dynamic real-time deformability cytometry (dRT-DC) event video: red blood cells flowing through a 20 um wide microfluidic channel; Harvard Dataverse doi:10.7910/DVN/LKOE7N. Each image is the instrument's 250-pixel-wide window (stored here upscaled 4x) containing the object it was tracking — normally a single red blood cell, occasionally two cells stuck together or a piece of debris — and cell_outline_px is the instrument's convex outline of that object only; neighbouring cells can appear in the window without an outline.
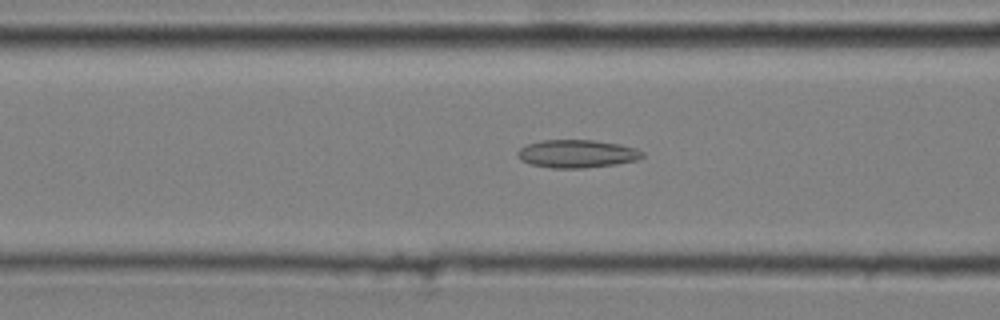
{"species": "common noctule bat (a hibernating species)", "species_latin": "Nyctalus noctula", "temperature_condition": "cold", "stored_images_in_passage": 52, "camera_frame_rate_fps": 3000, "um_per_image_px": 0.085, "animal": {"sex": "male", "body_mass_g": 20.4}, "frame": {"image": 1, "passage_image": 21, "time_ms": 6.667, "image_size_px": [1000, 320], "cell_outline_px": [[644, 156], [636, 160], [616, 164], [584, 168], [552, 168], [532, 164], [520, 160], [516, 156], [516, 152], [520, 148], [528, 144], [544, 140], [596, 140], [620, 144], [636, 148], [644, 152]], "centroid_in_image_um": [49.05, 13.07], "position_along_channel_um": 117.6, "area_um2": 20.4}}
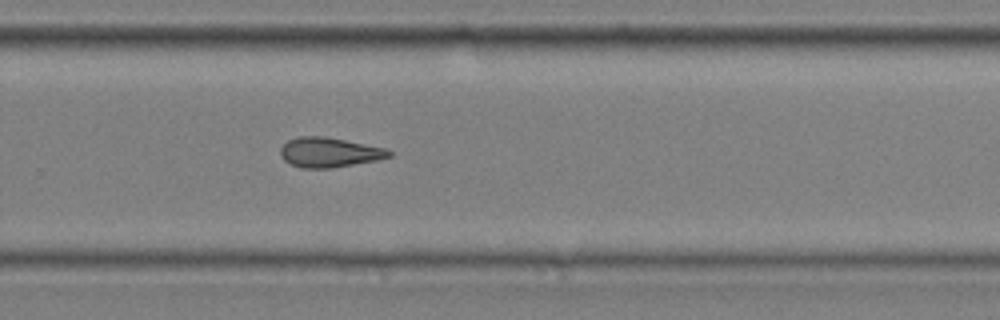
{"frame": {"image": 2, "passage_image": 36, "time_ms": 11.667, "image_size_px": [1000, 320], "cell_outline_px": [[392, 156], [376, 160], [332, 168], [300, 168], [284, 160], [280, 156], [280, 148], [288, 140], [300, 136], [324, 136], [384, 148], [392, 152]], "centroid_in_image_um": [27.95, 12.95], "position_along_channel_um": 301.9, "area_um2": 18.67}}
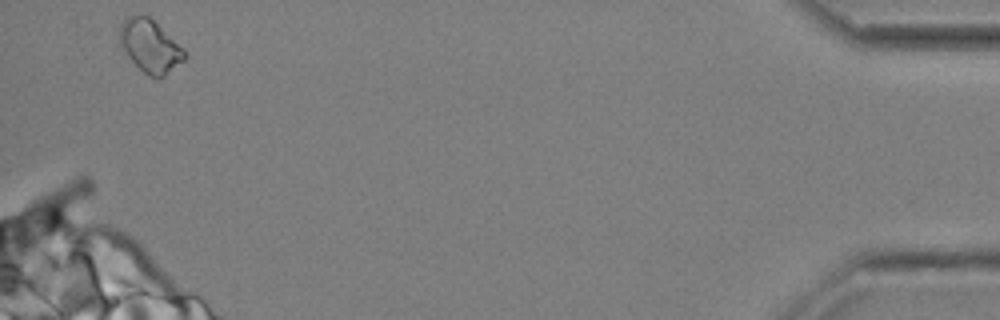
{"frame": {"image": 3, "passage_image": 51, "time_ms": 16.667, "image_size_px": [1000, 320], "cell_outline_px": [[188, 56], [184, 60], [160, 80], [156, 80], [148, 76], [120, 48], [120, 28], [124, 20], [132, 16], [148, 16]], "centroid_in_image_um": [12.73, 3.99], "position_along_channel_um": 422.5, "area_um2": 19.19}}